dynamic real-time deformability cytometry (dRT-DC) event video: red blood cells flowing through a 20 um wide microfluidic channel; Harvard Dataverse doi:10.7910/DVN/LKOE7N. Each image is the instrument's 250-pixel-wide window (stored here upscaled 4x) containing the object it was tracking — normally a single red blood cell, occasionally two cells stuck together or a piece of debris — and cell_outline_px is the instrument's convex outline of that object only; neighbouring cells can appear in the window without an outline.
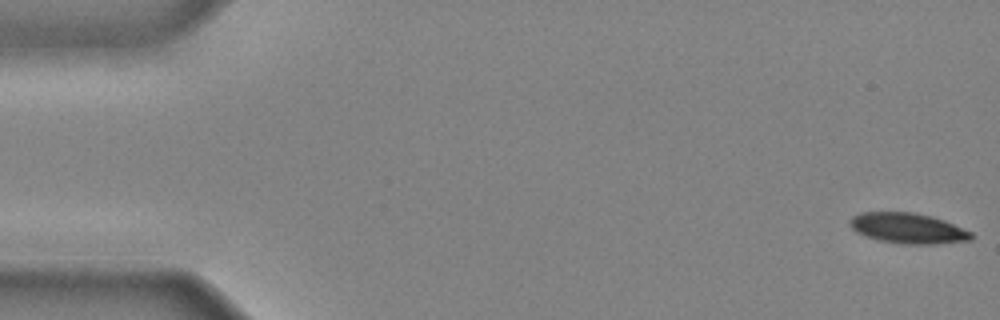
{"species": "common noctule bat (a hibernating species)", "species_latin": "Nyctalus noctula", "temperature_condition": "cold", "stored_images_in_passage": 43, "camera_frame_rate_fps": 3000, "um_per_image_px": 0.085, "animal": {"sex": "male", "body_mass_g": 20.4}, "frame": {"image": 1, "passage_image": 1, "time_ms": 0.0, "image_size_px": [1000, 320], "cell_outline_px": [[972, 240], [936, 244], [904, 244], [880, 240], [856, 232], [848, 224], [848, 220], [852, 216], [860, 212], [912, 212], [932, 216], [944, 220], [972, 232]], "centroid_in_image_um": [77.16, 19.39], "position_along_channel_um": 7.8, "area_um2": 21.56}}
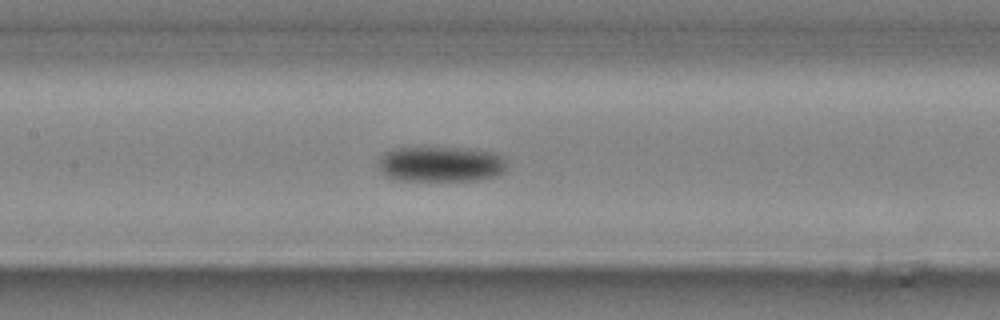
{"frame": {"image": 2, "passage_image": 21, "time_ms": 6.667, "image_size_px": [1000, 320], "cell_outline_px": [[504, 172], [496, 176], [472, 180], [396, 180], [384, 176], [380, 172], [380, 160], [384, 152], [392, 148], [468, 148], [496, 152], [504, 156]], "centroid_in_image_um": [37.46, 13.94], "position_along_channel_um": 169.9, "area_um2": 26.53}}
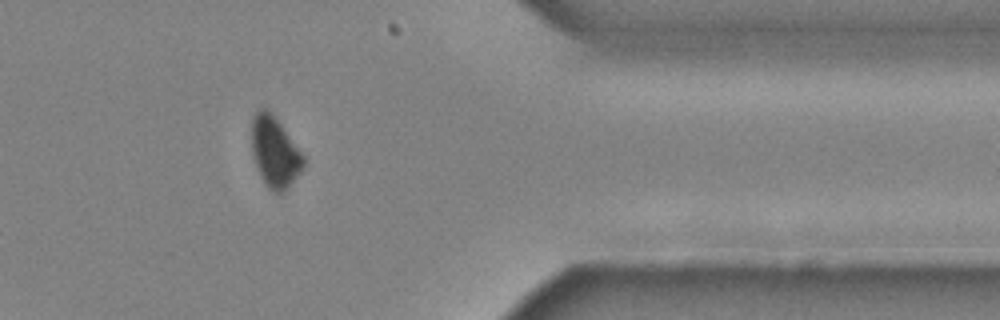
{"frame": {"image": 3, "passage_image": 37, "time_ms": 12.0, "image_size_px": [1000, 320], "cell_outline_px": [[304, 164], [300, 172], [284, 192], [272, 192], [264, 184], [260, 176], [252, 156], [252, 116], [260, 108], [264, 108], [272, 112], [304, 156]], "centroid_in_image_um": [23.33, 12.92], "position_along_channel_um": 388.1, "area_um2": 21.27}}